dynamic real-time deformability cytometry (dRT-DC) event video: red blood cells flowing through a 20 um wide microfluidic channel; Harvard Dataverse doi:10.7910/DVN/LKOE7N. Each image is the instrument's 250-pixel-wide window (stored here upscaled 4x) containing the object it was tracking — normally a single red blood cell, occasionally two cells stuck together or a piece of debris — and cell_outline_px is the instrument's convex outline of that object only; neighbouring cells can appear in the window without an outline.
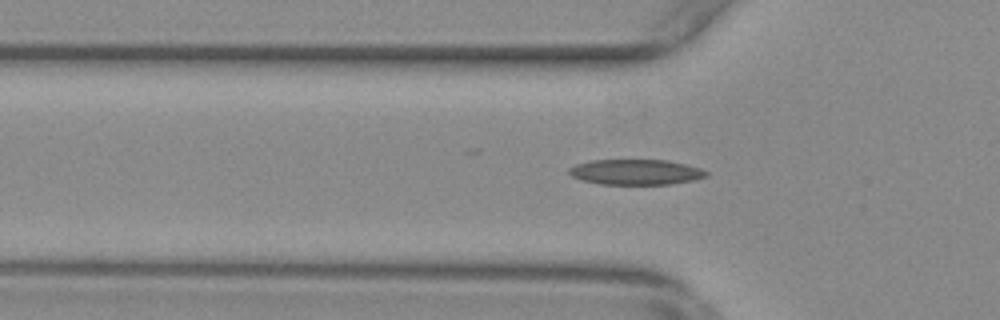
{"species": "common noctule bat (a hibernating species)", "species_latin": "Nyctalus noctula", "temperature_condition": "warm", "stored_images_in_passage": 39, "camera_frame_rate_fps": 3000, "um_per_image_px": 0.085, "animal": {"sex": "female", "body_mass_g": 29.2, "forearm_length_mm": 56.3}, "frame": {"image": 1, "passage_image": 5, "time_ms": 1.333, "image_size_px": [1000, 320], "cell_outline_px": [[708, 176], [692, 180], [672, 184], [600, 184], [580, 180], [572, 176], [568, 172], [568, 168], [576, 164], [592, 160], [668, 160], [700, 168], [708, 172]], "centroid_in_image_um": [54.02, 14.62], "position_along_channel_um": 71.8, "area_um2": 20.29}}
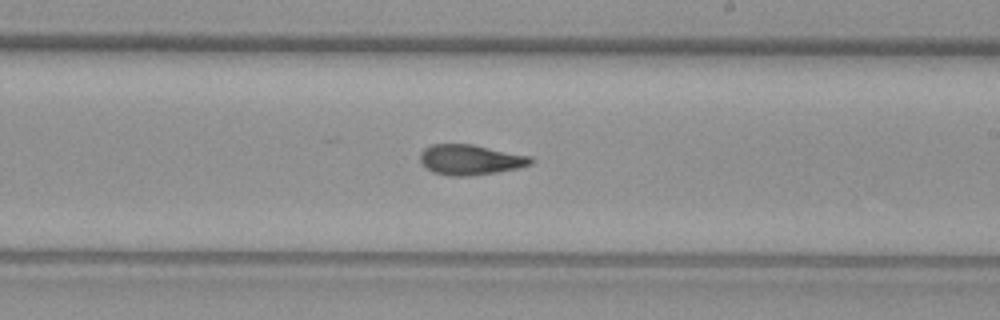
{"frame": {"image": 2, "passage_image": 19, "time_ms": 6.0, "image_size_px": [1000, 320], "cell_outline_px": [[536, 160], [532, 164], [520, 168], [496, 172], [468, 176], [448, 176], [432, 172], [424, 168], [420, 164], [420, 152], [424, 148], [432, 144], [472, 144], [532, 156]], "centroid_in_image_um": [39.98, 13.58], "position_along_channel_um": 249.0, "area_um2": 19.94}}
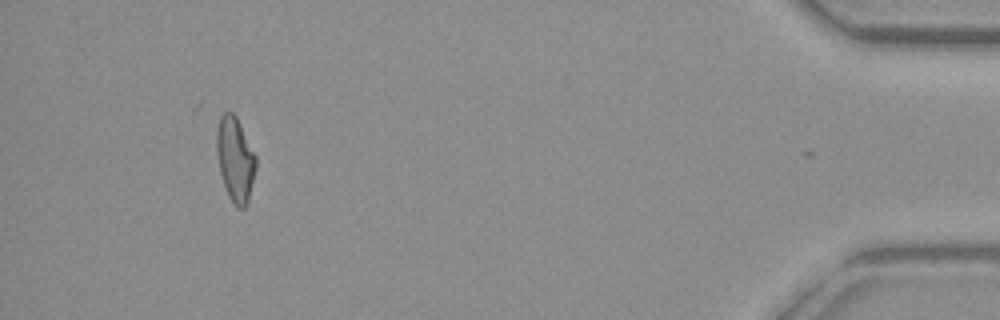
{"frame": {"image": 3, "passage_image": 38, "time_ms": 12.333, "image_size_px": [1000, 320], "cell_outline_px": [[256, 168], [248, 200], [244, 208], [240, 208], [228, 196], [220, 172], [216, 152], [216, 128], [220, 116], [224, 112], [232, 112], [236, 116], [256, 156]], "centroid_in_image_um": [19.98, 13.49], "position_along_channel_um": 415.2, "area_um2": 19.13}, "authors_computed_cell_mechanics": {"area_um2": 19.4208, "velocity_mm_per_s": 3.7816, "shape_relaxation_time_tau1_ms": null, "shape_relaxation_time_tau2_ms": 2.9731, "deformation_change_tau1": null, "deformation_change_tau2": 0.112}}